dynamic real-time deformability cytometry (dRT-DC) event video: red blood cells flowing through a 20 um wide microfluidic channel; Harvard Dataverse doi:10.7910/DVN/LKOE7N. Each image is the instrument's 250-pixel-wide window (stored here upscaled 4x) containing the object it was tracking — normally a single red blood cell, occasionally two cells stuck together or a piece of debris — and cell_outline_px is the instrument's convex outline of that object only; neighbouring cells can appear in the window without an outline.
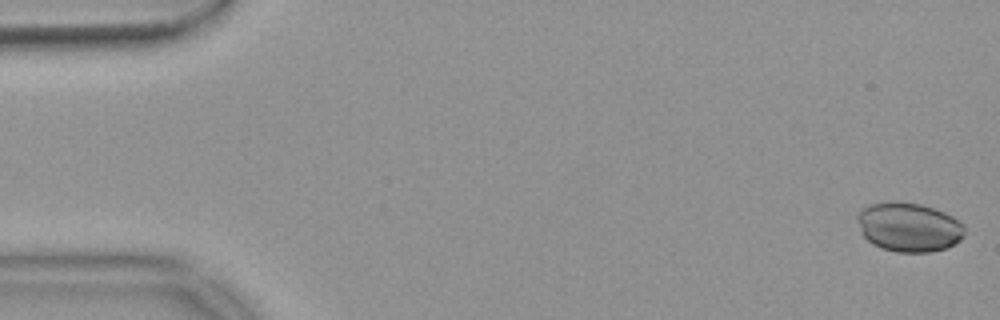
{"species": "common noctule bat (a hibernating species)", "species_latin": "Nyctalus noctula", "temperature_condition": "warm", "stored_images_in_passage": 54, "camera_frame_rate_fps": 3000, "um_per_image_px": 0.085, "animal": {"sex": "female", "body_mass_g": 18.4}, "frame": {"image": 1, "passage_image": 1, "time_ms": 0.0, "image_size_px": [1000, 320], "cell_outline_px": [[964, 232], [960, 240], [944, 248], [928, 252], [896, 252], [880, 248], [872, 244], [860, 232], [856, 216], [864, 208], [872, 204], [896, 200], [920, 204], [944, 212], [952, 216], [964, 224]], "centroid_in_image_um": [77.22, 19.3], "position_along_channel_um": 7.8, "area_um2": 30.69}}
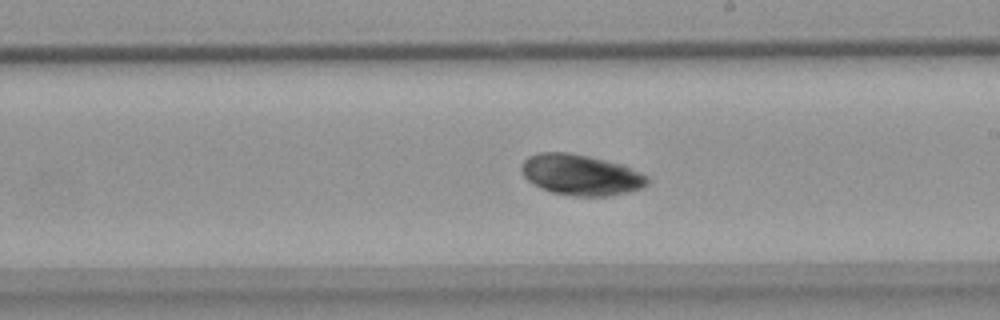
{"frame": {"image": 2, "passage_image": 31, "time_ms": 10.0, "image_size_px": [1000, 320], "cell_outline_px": [[648, 184], [640, 188], [628, 192], [608, 196], [572, 196], [552, 192], [540, 188], [532, 184], [520, 172], [520, 168], [524, 160], [528, 156], [540, 152], [568, 152], [588, 156], [624, 164], [648, 176]], "centroid_in_image_um": [49.35, 14.86], "position_along_channel_um": 239.6, "area_um2": 30.17}}
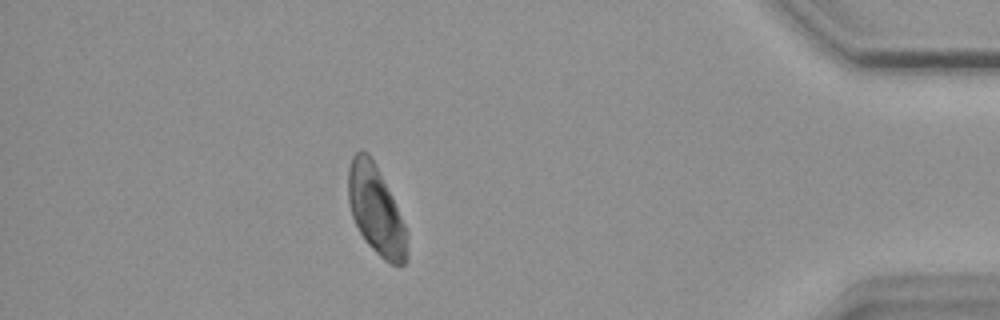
{"frame": {"image": 3, "passage_image": 48, "time_ms": 15.667, "image_size_px": [1000, 320], "cell_outline_px": [[408, 260], [404, 264], [392, 264], [384, 260], [364, 240], [352, 216], [348, 200], [348, 168], [352, 156], [356, 152], [368, 152], [392, 196], [404, 224], [408, 256]], "centroid_in_image_um": [31.94, 17.88], "position_along_channel_um": 403.3, "area_um2": 29.88}}